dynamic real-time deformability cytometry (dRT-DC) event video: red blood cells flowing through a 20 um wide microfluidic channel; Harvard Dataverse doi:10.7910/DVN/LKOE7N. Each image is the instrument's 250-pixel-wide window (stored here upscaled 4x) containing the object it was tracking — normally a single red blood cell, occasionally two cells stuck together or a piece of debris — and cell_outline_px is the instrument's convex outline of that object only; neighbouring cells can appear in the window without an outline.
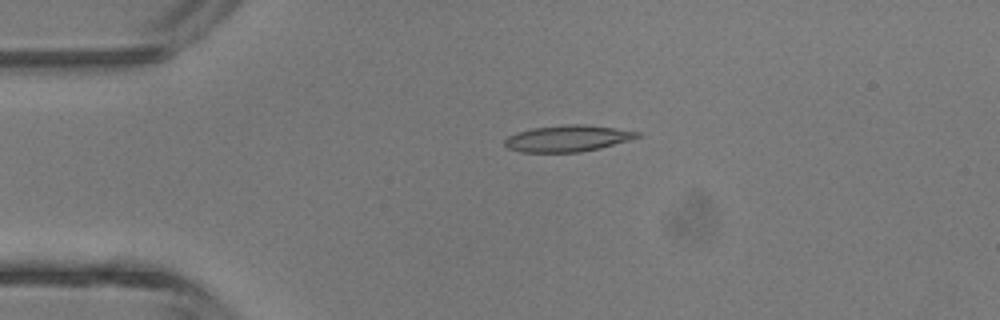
{"species": "common noctule bat (a hibernating species)", "species_latin": "Nyctalus noctula", "temperature_condition": "room temperature", "stored_images_in_passage": 6, "camera_frame_rate_fps": 3000, "um_per_image_px": 0.085, "animal": {"sex": "male", "body_mass_g": 13.3}, "frame": {"image": 1, "passage_image": 3, "time_ms": 2.333, "image_size_px": [1000, 320], "cell_outline_px": [[640, 136], [628, 140], [600, 148], [580, 152], [520, 152], [508, 148], [504, 144], [504, 140], [508, 136], [516, 132], [532, 128], [564, 124], [584, 124], [616, 128], [640, 132]], "centroid_in_image_um": [48.21, 11.76], "position_along_channel_um": 36.8, "area_um2": 20.4}}
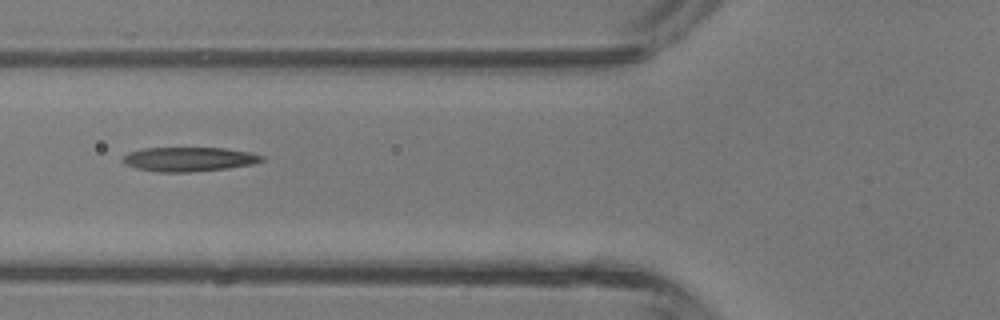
{"frame": {"image": 2, "passage_image": 5, "time_ms": 4.667, "image_size_px": [1000, 320], "cell_outline_px": [[264, 160], [252, 164], [228, 168], [188, 172], [156, 172], [136, 168], [124, 164], [120, 160], [128, 152], [144, 148], [224, 148], [248, 152], [264, 156]], "centroid_in_image_um": [16.01, 13.53], "position_along_channel_um": 109.8, "area_um2": 19.65}}
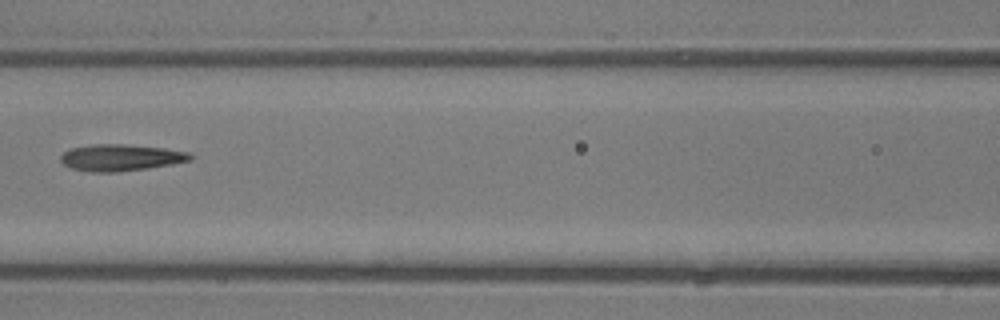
{"frame": {"image": 3, "passage_image": 6, "time_ms": 5.667, "image_size_px": [1000, 320], "cell_outline_px": [[192, 160], [172, 164], [148, 168], [116, 172], [92, 172], [72, 168], [64, 164], [60, 160], [60, 156], [68, 148], [92, 144], [124, 144], [164, 148], [188, 152], [192, 156]], "centroid_in_image_um": [10.24, 13.39], "position_along_channel_um": 156.4, "area_um2": 20.11}}